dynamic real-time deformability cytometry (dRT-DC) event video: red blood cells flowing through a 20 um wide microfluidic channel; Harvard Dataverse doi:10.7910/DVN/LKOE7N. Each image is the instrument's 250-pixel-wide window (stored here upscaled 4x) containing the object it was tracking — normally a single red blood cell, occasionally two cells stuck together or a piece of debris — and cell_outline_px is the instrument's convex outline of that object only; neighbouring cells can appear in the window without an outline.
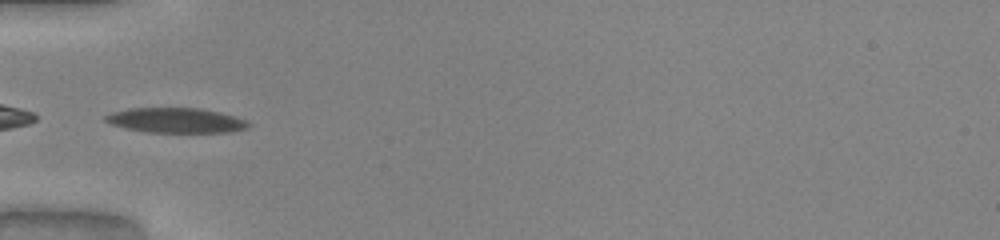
{"species": "common noctule bat (a hibernating species)", "species_latin": "Nyctalus noctula", "temperature_condition": "warm", "stored_images_in_passage": 27, "camera_frame_rate_fps": 3000, "um_per_image_px": 0.085, "animal": {"sex": "male", "body_mass_g": 20.0, "forearm_length_mm": 53.3}, "frame": {"image": 1, "passage_image": 1, "time_ms": 0.0, "image_size_px": [1000, 240], "cell_outline_px": [[252, 124], [248, 128], [232, 132], [148, 132], [128, 128], [112, 124], [104, 120], [104, 116], [112, 112], [128, 108], [200, 108], [220, 112], [236, 116], [248, 120]], "centroid_in_image_um": [15.03, 10.22], "position_along_channel_um": 70.0, "area_um2": 20.87}, "authors_computed_cell_mechanics": {"area_um2": 21.5016, "velocity_mm_per_s": 4.0455, "shape_relaxation_time_tau1_ms": 4.8276, "shape_relaxation_time_tau2_ms": 2.6989, "deformation_change_tau1": 0.1622, "deformation_change_tau2": 0.0905}}